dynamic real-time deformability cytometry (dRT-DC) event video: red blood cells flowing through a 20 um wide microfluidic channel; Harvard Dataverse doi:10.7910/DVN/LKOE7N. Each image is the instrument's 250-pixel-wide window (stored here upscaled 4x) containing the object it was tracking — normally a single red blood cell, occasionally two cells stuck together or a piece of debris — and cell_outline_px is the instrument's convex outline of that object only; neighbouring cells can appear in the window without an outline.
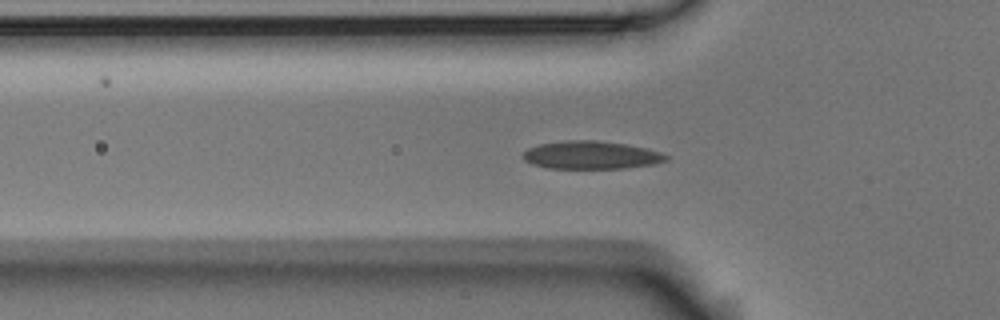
{"species": "Egyptian fruit bat (a non-hibernating species)", "species_latin": "Rousettus aegyptiacus", "temperature_condition": "room temperature", "stored_images_in_passage": 44, "camera_frame_rate_fps": 3000, "um_per_image_px": 0.085, "animal": {"sex": "male"}, "frame": {"image": 1, "passage_image": 5, "time_ms": 1.333, "image_size_px": [1000, 320], "cell_outline_px": [[668, 160], [656, 164], [624, 168], [548, 168], [532, 164], [524, 160], [520, 156], [528, 148], [540, 144], [564, 140], [596, 140], [624, 144], [648, 148], [660, 152], [668, 156]], "centroid_in_image_um": [50.24, 13.18], "position_along_channel_um": 75.6, "area_um2": 23.41}}
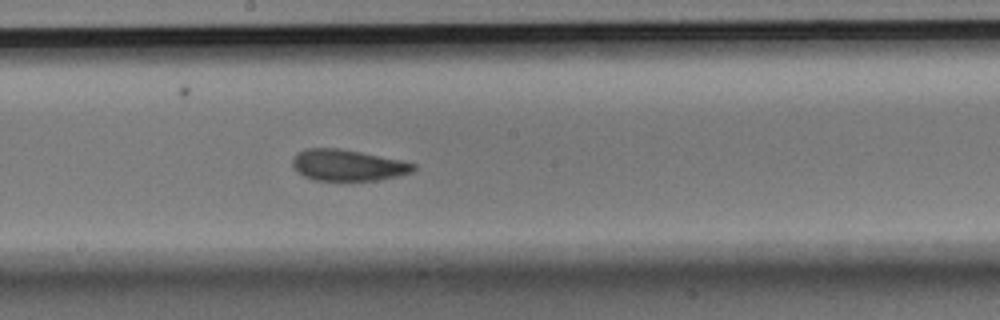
{"frame": {"image": 2, "passage_image": 17, "time_ms": 5.333, "image_size_px": [1000, 320], "cell_outline_px": [[416, 168], [412, 172], [396, 176], [376, 180], [312, 180], [296, 172], [292, 164], [292, 160], [296, 152], [304, 148], [340, 148], [400, 160], [416, 164]], "centroid_in_image_um": [29.5, 14.03], "position_along_channel_um": 218.7, "area_um2": 22.02}}
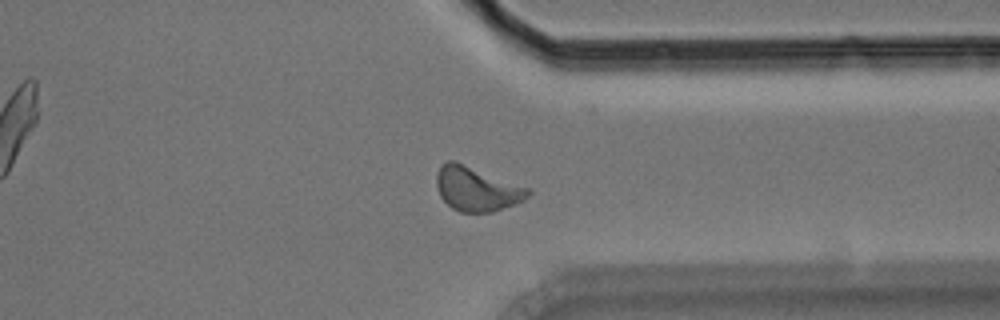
{"frame": {"image": 3, "passage_image": 30, "time_ms": 9.667, "image_size_px": [1000, 320], "cell_outline_px": [[532, 192], [524, 200], [492, 212], [460, 212], [452, 208], [440, 196], [436, 184], [436, 176], [440, 168], [448, 160], [456, 160], [528, 188]], "centroid_in_image_um": [40.5, 16.05], "position_along_channel_um": 370.9, "area_um2": 23.41}, "authors_computed_cell_mechanics": {"area_um2": 22.1952, "velocity_mm_per_s": 3.5584, "shape_relaxation_time_tau1_ms": 5.4895, "shape_relaxation_time_tau2_ms": 3.2344, "deformation_change_tau1": 0.1394, "deformation_change_tau2": 0.0668}}